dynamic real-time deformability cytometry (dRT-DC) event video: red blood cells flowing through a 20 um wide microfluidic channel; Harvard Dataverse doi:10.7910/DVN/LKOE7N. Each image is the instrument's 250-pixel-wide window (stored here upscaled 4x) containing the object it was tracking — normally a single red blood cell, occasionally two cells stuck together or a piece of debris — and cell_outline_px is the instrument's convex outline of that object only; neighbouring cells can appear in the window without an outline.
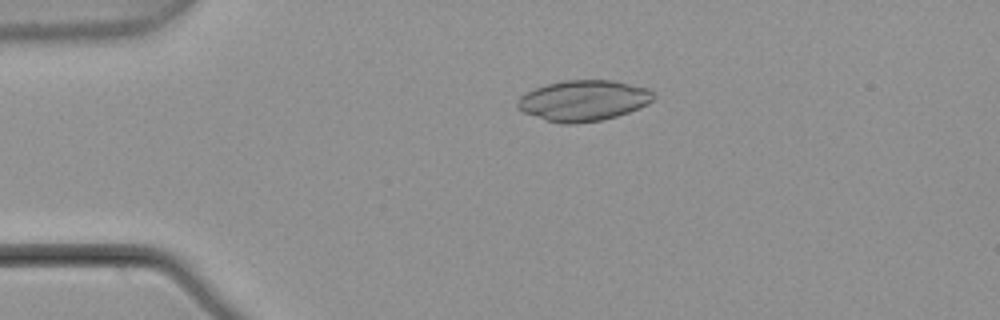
{"species": "common noctule bat (a hibernating species)", "species_latin": "Nyctalus noctula", "temperature_condition": "warm", "stored_images_in_passage": 5, "camera_frame_rate_fps": 3000, "um_per_image_px": 0.085, "animal": {"sex": "male", "body_mass_g": 21.5, "forearm_length_mm": 52.0}, "frame": {"image": 1, "passage_image": 4, "time_ms": 1.0, "image_size_px": [1000, 320], "cell_outline_px": [[656, 96], [648, 104], [640, 108], [616, 116], [600, 120], [572, 124], [564, 124], [544, 120], [524, 112], [516, 108], [516, 100], [520, 96], [536, 88], [548, 84], [564, 80], [612, 80], [648, 88]], "centroid_in_image_um": [49.59, 8.55], "position_along_channel_um": 35.4, "area_um2": 32.25}}